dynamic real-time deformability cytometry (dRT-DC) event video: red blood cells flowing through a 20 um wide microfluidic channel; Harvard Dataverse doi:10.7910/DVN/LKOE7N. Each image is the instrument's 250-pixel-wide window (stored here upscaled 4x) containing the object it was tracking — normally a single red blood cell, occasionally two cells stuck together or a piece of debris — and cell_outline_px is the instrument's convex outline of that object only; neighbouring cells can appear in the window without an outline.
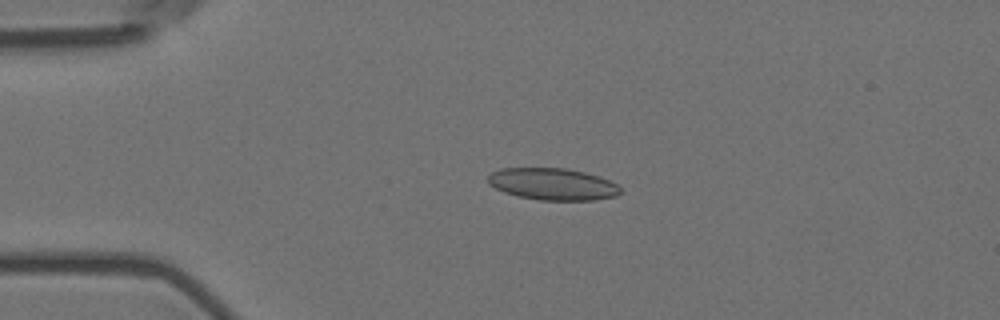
{"species": "Egyptian fruit bat (a non-hibernating species)", "species_latin": "Rousettus aegyptiacus", "temperature_condition": "room temperature", "stored_images_in_passage": 4, "camera_frame_rate_fps": 3000, "um_per_image_px": 0.085, "animal": {"sex": "female"}, "frame": {"image": 1, "passage_image": 3, "time_ms": 0.667, "image_size_px": [1000, 320], "cell_outline_px": [[620, 192], [616, 196], [596, 200], [540, 200], [516, 196], [504, 192], [488, 184], [488, 176], [492, 172], [500, 168], [564, 168], [584, 172], [600, 176], [616, 184], [620, 188]], "centroid_in_image_um": [46.96, 15.65], "position_along_channel_um": 38.0, "area_um2": 24.62}}